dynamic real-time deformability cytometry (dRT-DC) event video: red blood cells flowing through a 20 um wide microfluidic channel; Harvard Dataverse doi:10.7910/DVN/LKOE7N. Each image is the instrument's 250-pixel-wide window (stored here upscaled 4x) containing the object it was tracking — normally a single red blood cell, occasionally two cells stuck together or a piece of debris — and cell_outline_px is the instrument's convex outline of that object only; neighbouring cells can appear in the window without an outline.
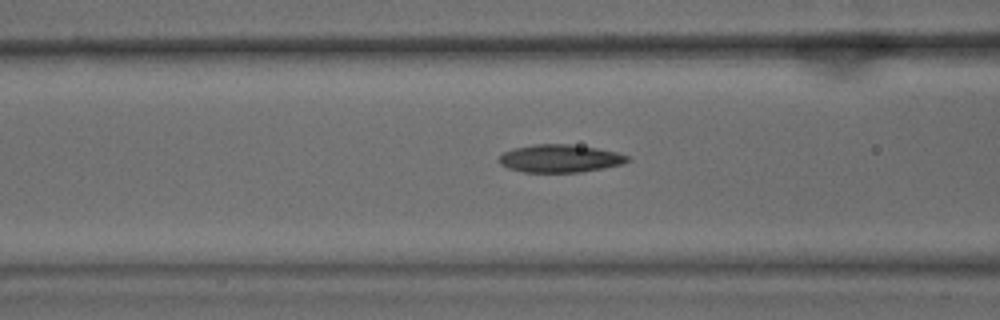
{"species": "common noctule bat (a hibernating species)", "species_latin": "Nyctalus noctula", "temperature_condition": "warm", "stored_images_in_passage": 35, "camera_frame_rate_fps": 3000, "um_per_image_px": 0.085, "animal": {"sex": "male", "body_mass_g": 15.6}, "frame": {"image": 1, "passage_image": 13, "time_ms": 4.0, "image_size_px": [1000, 320], "cell_outline_px": [[632, 160], [620, 164], [604, 168], [580, 172], [524, 172], [508, 168], [500, 164], [496, 160], [504, 152], [512, 148], [532, 144], [572, 144], [596, 148], [616, 152], [632, 156]], "centroid_in_image_um": [47.59, 13.46], "position_along_channel_um": 119.0, "area_um2": 21.04}}
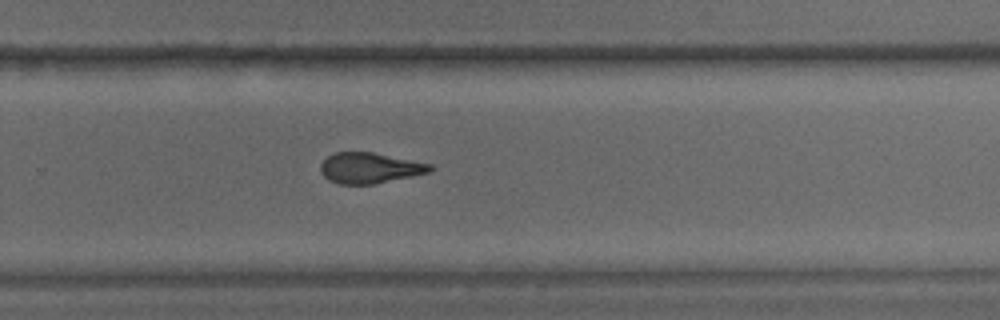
{"frame": {"image": 2, "passage_image": 27, "time_ms": 8.667, "image_size_px": [1000, 320], "cell_outline_px": [[432, 168], [428, 172], [372, 184], [340, 184], [328, 180], [320, 172], [320, 164], [328, 156], [336, 152], [372, 152], [432, 164]], "centroid_in_image_um": [31.36, 14.27], "position_along_channel_um": 298.4, "area_um2": 19.25}}
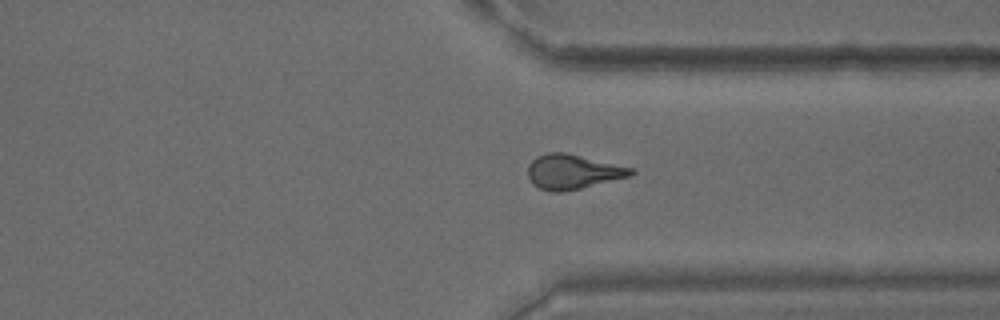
{"frame": {"image": 3, "passage_image": 32, "time_ms": 10.333, "image_size_px": [1000, 320], "cell_outline_px": [[636, 172], [632, 176], [580, 188], [560, 192], [548, 192], [532, 184], [528, 176], [528, 164], [536, 156], [548, 152], [564, 152], [636, 168]], "centroid_in_image_um": [48.7, 14.59], "position_along_channel_um": 362.7, "area_um2": 21.04}}